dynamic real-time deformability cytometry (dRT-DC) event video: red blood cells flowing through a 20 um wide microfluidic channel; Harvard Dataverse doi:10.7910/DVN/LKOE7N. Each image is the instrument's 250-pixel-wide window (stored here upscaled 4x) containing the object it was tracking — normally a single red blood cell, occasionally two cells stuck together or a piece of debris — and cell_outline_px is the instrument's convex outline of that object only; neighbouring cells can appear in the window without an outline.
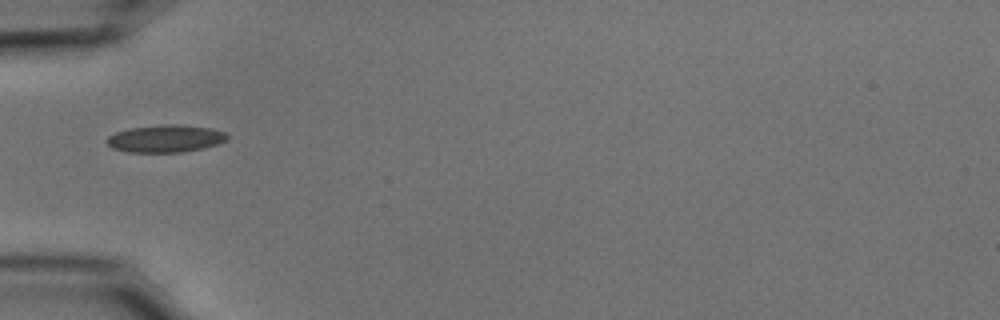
{"species": "common noctule bat (a hibernating species)", "species_latin": "Nyctalus noctula", "temperature_condition": "cold", "stored_images_in_passage": 14, "camera_frame_rate_fps": 3000, "um_per_image_px": 0.085, "animal": {"sex": "male", "body_mass_g": 15.6}, "frame": {"image": 1, "passage_image": 1, "time_ms": 0.0, "image_size_px": [1000, 320], "cell_outline_px": [[228, 140], [204, 148], [184, 152], [128, 152], [112, 148], [104, 140], [108, 136], [116, 132], [132, 128], [164, 124], [184, 124], [212, 128], [224, 132], [228, 136]], "centroid_in_image_um": [14.08, 11.78], "position_along_channel_um": 70.9, "area_um2": 19.36}}
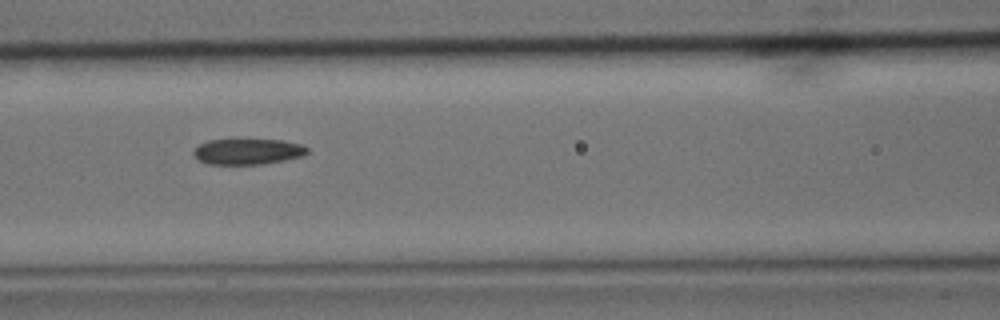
{"frame": {"image": 2, "passage_image": 7, "time_ms": 2.0, "image_size_px": [1000, 320], "cell_outline_px": [[308, 152], [304, 156], [284, 160], [260, 164], [208, 164], [196, 160], [192, 152], [200, 144], [208, 140], [232, 136], [236, 136], [280, 140], [300, 144], [308, 148]], "centroid_in_image_um": [21.0, 12.82], "position_along_channel_um": 145.6, "area_um2": 18.09}}
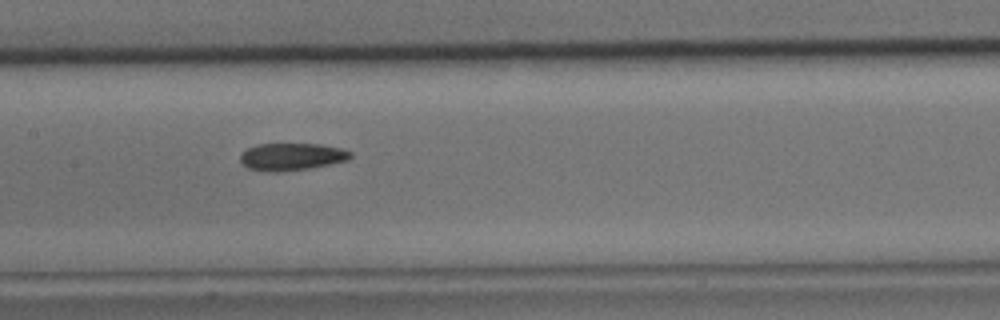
{"frame": {"image": 3, "passage_image": 10, "time_ms": 3.0, "image_size_px": [1000, 320], "cell_outline_px": [[352, 156], [348, 160], [308, 168], [276, 172], [248, 168], [240, 160], [240, 156], [248, 148], [256, 144], [320, 144], [340, 148], [352, 152]], "centroid_in_image_um": [24.81, 13.3], "position_along_channel_um": 182.6, "area_um2": 17.22}}